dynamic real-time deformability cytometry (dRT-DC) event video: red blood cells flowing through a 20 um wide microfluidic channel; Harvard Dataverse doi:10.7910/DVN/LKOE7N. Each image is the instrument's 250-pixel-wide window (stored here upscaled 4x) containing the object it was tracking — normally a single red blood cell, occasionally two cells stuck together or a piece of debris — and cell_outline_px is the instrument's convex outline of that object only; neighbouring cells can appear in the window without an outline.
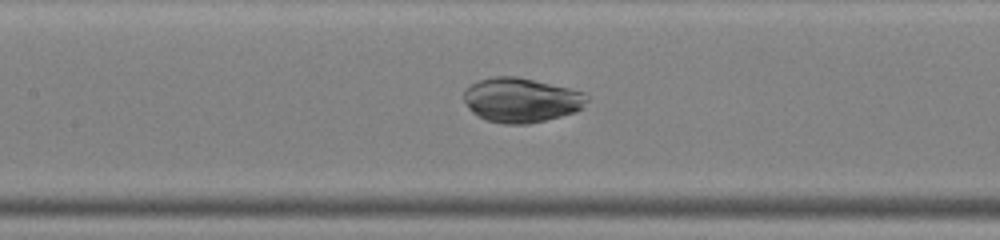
{"species": "common noctule bat (a hibernating species)", "species_latin": "Nyctalus noctula", "temperature_condition": "warm", "stored_images_in_passage": 43, "camera_frame_rate_fps": 3000, "um_per_image_px": 0.085, "animal": {"sex": "male", "body_mass_g": 19.0, "forearm_length_mm": 50.8}, "frame": {"image": 1, "passage_image": 18, "time_ms": 5.667, "image_size_px": [1000, 240], "cell_outline_px": [[588, 100], [576, 112], [528, 124], [504, 124], [488, 120], [472, 112], [468, 108], [464, 100], [464, 88], [468, 84], [480, 80], [496, 76], [516, 76], [568, 88], [584, 92], [588, 96]], "centroid_in_image_um": [44.27, 8.5], "position_along_channel_um": 163.1, "area_um2": 31.79}}
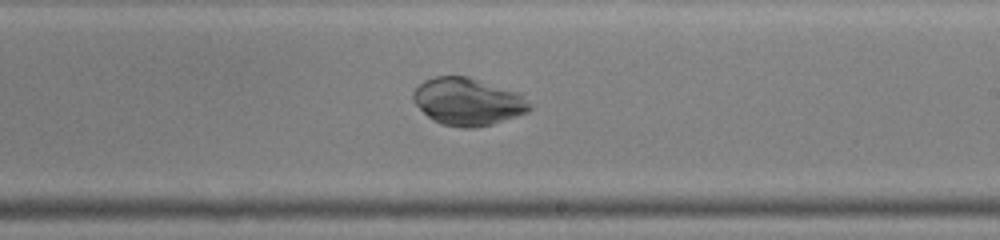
{"frame": {"image": 2, "passage_image": 24, "time_ms": 7.667, "image_size_px": [1000, 240], "cell_outline_px": [[532, 108], [528, 112], [492, 124], [472, 128], [460, 128], [440, 124], [432, 120], [412, 100], [412, 92], [424, 80], [432, 76], [468, 76], [520, 92], [532, 104]], "centroid_in_image_um": [39.78, 8.63], "position_along_channel_um": 249.2, "area_um2": 32.54}}
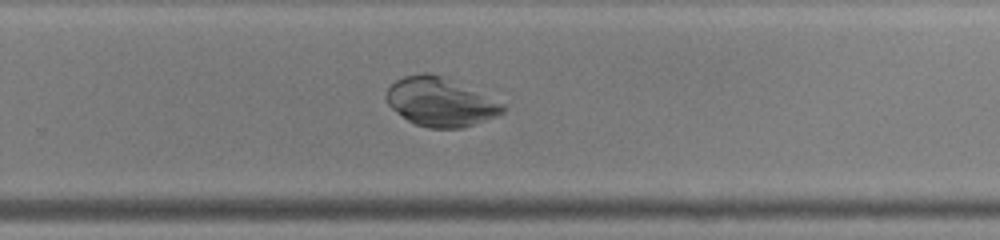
{"frame": {"image": 3, "passage_image": 27, "time_ms": 8.667, "image_size_px": [1000, 240], "cell_outline_px": [[508, 108], [504, 112], [496, 116], [464, 128], [428, 128], [416, 124], [408, 120], [396, 112], [388, 104], [384, 96], [388, 88], [396, 80], [404, 76], [424, 72], [428, 72], [440, 76], [504, 104]], "centroid_in_image_um": [37.39, 8.69], "position_along_channel_um": 292.4, "area_um2": 32.54}}